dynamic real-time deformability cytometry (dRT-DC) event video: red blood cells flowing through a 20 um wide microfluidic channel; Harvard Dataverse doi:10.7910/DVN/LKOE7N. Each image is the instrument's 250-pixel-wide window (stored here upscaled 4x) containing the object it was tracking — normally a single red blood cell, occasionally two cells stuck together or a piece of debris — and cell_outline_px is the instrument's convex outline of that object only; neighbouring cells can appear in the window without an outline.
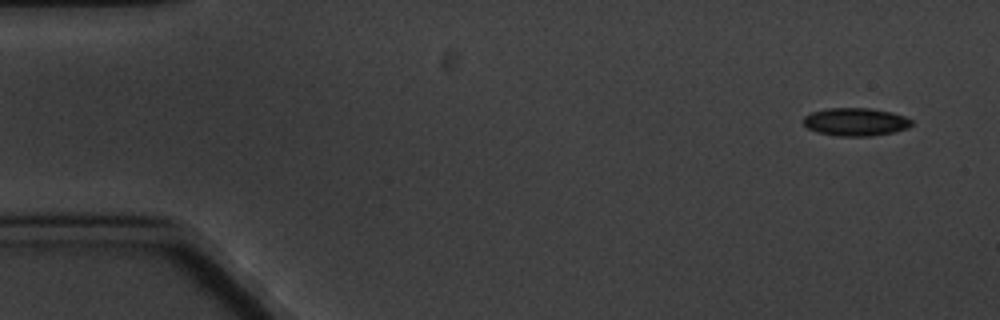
{"species": "common noctule bat (a hibernating species)", "species_latin": "Nyctalus noctula", "temperature_condition": "cold", "stored_images_in_passage": 5, "camera_frame_rate_fps": 3000, "um_per_image_px": 0.085, "animal": {"sex": "male", "body_mass_g": 20.1, "forearm_length_mm": 53.5}, "frame": {"image": 1, "passage_image": 1, "time_ms": 0.0, "image_size_px": [1000, 320], "cell_outline_px": [[912, 124], [908, 128], [892, 132], [868, 136], [840, 136], [816, 132], [808, 128], [804, 124], [804, 116], [812, 112], [828, 108], [872, 108], [892, 112], [904, 116], [912, 120]], "centroid_in_image_um": [72.73, 10.35], "position_along_channel_um": 12.3, "area_um2": 17.57}}
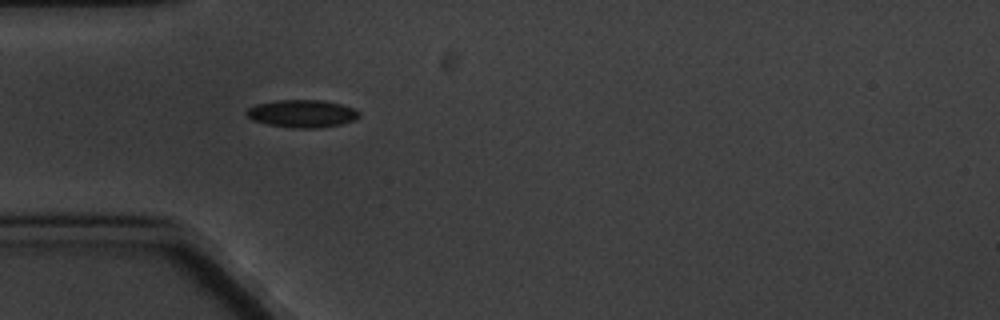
{"frame": {"image": 2, "passage_image": 5, "time_ms": 4.667, "image_size_px": [1000, 320], "cell_outline_px": [[360, 116], [356, 120], [340, 124], [320, 128], [292, 128], [268, 124], [252, 120], [244, 112], [248, 108], [256, 104], [276, 100], [316, 100], [340, 104], [356, 108], [360, 112]], "centroid_in_image_um": [25.69, 9.66], "position_along_channel_um": 59.3, "area_um2": 18.21}}